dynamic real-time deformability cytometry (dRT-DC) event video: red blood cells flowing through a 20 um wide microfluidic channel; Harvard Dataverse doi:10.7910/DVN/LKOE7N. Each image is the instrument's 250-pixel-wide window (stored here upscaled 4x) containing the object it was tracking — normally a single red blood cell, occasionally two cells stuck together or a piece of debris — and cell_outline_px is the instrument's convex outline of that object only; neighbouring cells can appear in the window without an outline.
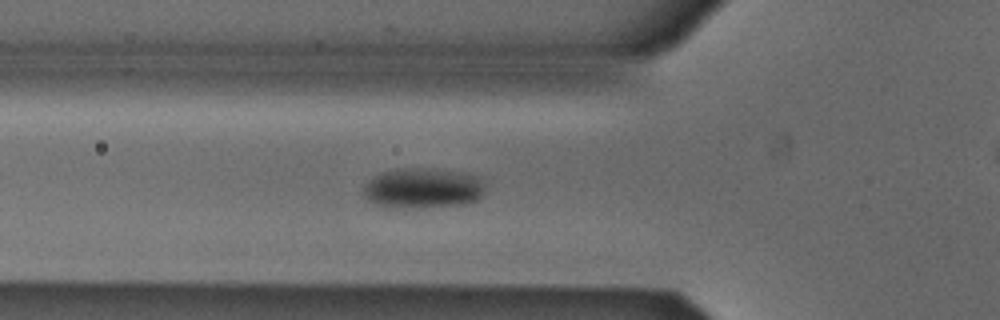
{"species": "Egyptian fruit bat (a non-hibernating species)", "species_latin": "Rousettus aegyptiacus", "temperature_condition": "cold", "stored_images_in_passage": 27, "camera_frame_rate_fps": 3000, "um_per_image_px": 0.085, "animal": {"sex": "male"}, "frame": {"image": 1, "passage_image": 8, "time_ms": 2.333, "image_size_px": [1000, 320], "cell_outline_px": [[484, 192], [476, 200], [464, 204], [420, 208], [384, 208], [372, 204], [360, 192], [364, 184], [368, 180], [380, 172], [400, 168], [420, 168], [464, 172], [476, 176], [484, 184]], "centroid_in_image_um": [35.85, 16.01], "position_along_channel_um": 90.0, "area_um2": 29.13}}
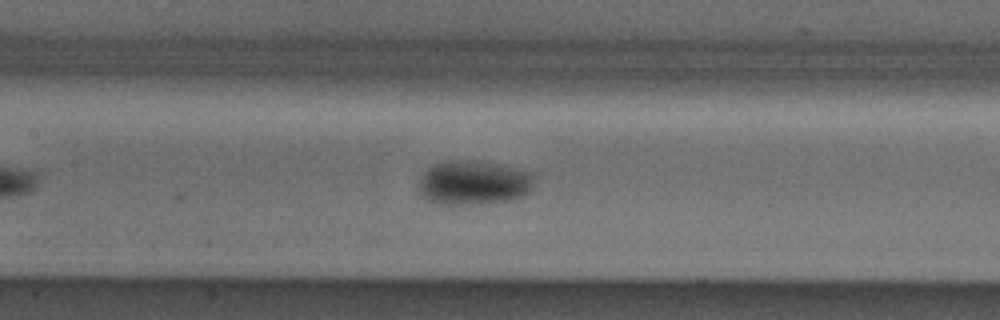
{"frame": {"image": 2, "passage_image": 14, "time_ms": 4.333, "image_size_px": [1000, 320], "cell_outline_px": [[536, 180], [532, 188], [524, 196], [512, 200], [480, 204], [440, 204], [428, 200], [420, 192], [416, 184], [420, 176], [432, 164], [448, 160], [472, 160], [516, 168], [536, 172]], "centroid_in_image_um": [40.28, 15.52], "position_along_channel_um": 167.1, "area_um2": 30.4}}
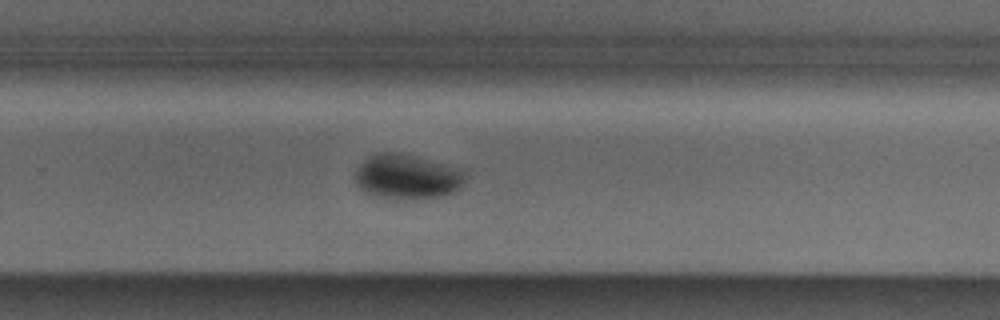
{"frame": {"image": 3, "passage_image": 24, "time_ms": 7.667, "image_size_px": [1000, 320], "cell_outline_px": [[464, 180], [456, 192], [440, 196], [380, 196], [364, 192], [356, 184], [356, 168], [368, 156], [376, 152], [400, 152], [460, 168], [464, 172]], "centroid_in_image_um": [34.58, 14.95], "position_along_channel_um": 295.2, "area_um2": 27.86}}